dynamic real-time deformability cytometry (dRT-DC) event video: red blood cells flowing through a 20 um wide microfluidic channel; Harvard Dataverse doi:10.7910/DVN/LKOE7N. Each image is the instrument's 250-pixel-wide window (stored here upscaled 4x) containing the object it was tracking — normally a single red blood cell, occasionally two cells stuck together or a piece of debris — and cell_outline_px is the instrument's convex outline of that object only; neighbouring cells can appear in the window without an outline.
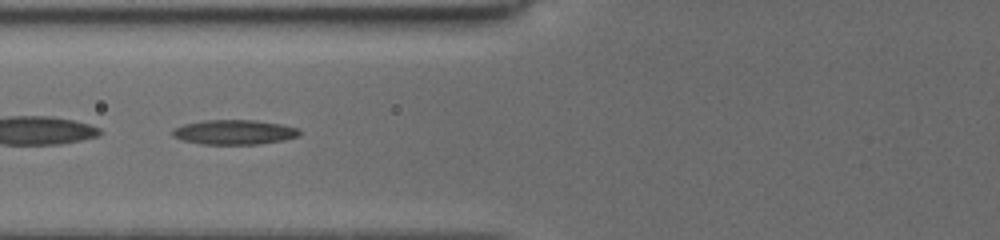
{"species": "common noctule bat (a hibernating species)", "species_latin": "Nyctalus noctula", "temperature_condition": "cold", "stored_images_in_passage": 54, "camera_frame_rate_fps": 3000, "um_per_image_px": 0.085, "animal": {"sex": "female", "body_mass_g": 19.5, "forearm_length_mm": 54.1}, "frame": {"image": 1, "passage_image": 24, "time_ms": 7.667, "image_size_px": [1000, 240], "cell_outline_px": [[300, 136], [284, 140], [260, 144], [200, 144], [180, 140], [172, 136], [172, 128], [184, 124], [204, 120], [256, 120], [280, 124], [296, 128], [300, 132]], "centroid_in_image_um": [19.87, 11.24], "position_along_channel_um": 105.9, "area_um2": 18.38}}
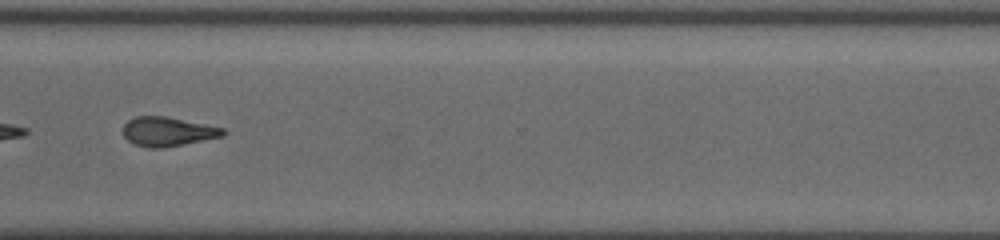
{"frame": {"image": 2, "passage_image": 43, "time_ms": 14.0, "image_size_px": [1000, 240], "cell_outline_px": [[224, 136], [164, 148], [148, 148], [132, 144], [124, 136], [124, 124], [128, 120], [136, 116], [164, 116], [224, 128]], "centroid_in_image_um": [14.22, 11.2], "position_along_channel_um": 356.4, "area_um2": 16.94}}
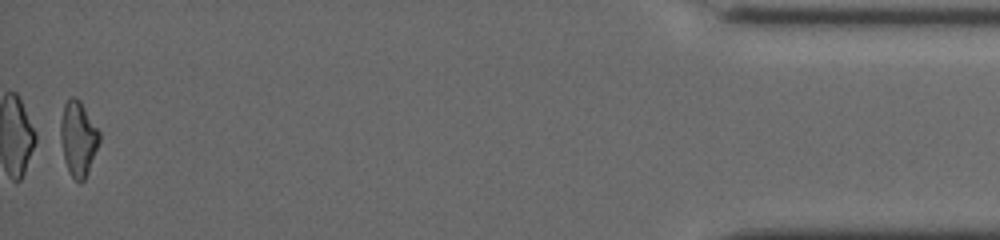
{"frame": {"image": 3, "passage_image": 54, "time_ms": 17.667, "image_size_px": [1000, 240], "cell_outline_px": [[100, 140], [88, 172], [84, 180], [80, 184], [68, 172], [64, 160], [60, 140], [60, 120], [64, 104], [72, 96], [76, 96], [80, 100], [100, 132]], "centroid_in_image_um": [6.63, 11.77], "position_along_channel_um": 428.6, "area_um2": 17.05}, "authors_computed_cell_mechanics": {"area_um2": 17.6868, "velocity_mm_per_s": 3.9533, "shape_relaxation_time_tau1_ms": null, "shape_relaxation_time_tau2_ms": 6.6328, "deformation_change_tau1": null, "deformation_change_tau2": 0.1743}}